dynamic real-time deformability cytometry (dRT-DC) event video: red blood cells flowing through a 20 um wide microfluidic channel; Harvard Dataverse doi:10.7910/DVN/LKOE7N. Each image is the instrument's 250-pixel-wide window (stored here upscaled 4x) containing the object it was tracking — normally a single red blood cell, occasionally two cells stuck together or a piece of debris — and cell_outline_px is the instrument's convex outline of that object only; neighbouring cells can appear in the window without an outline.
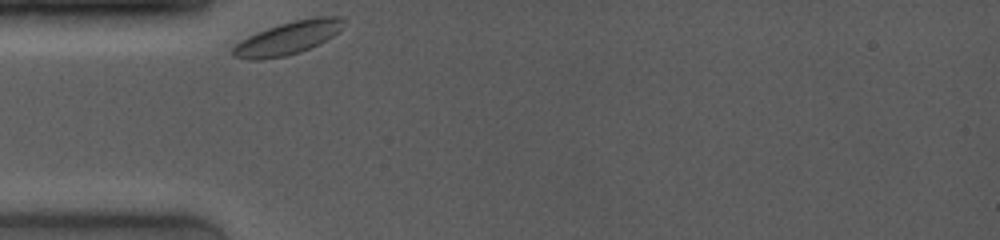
{"species": "common noctule bat (a hibernating species)", "species_latin": "Nyctalus noctula", "temperature_condition": "room temperature", "stored_images_in_passage": 8, "camera_frame_rate_fps": 4000, "um_per_image_px": 0.085, "animal": {"sex": "female", "body_mass_g": 19.0, "forearm_length_mm": 53.3}, "frame": {"image": 1, "passage_image": 1, "time_ms": 0.0, "image_size_px": [1000, 240], "cell_outline_px": [[348, 20], [332, 36], [320, 44], [300, 52], [284, 56], [260, 60], [248, 60], [232, 56], [232, 48], [240, 40], [256, 32], [280, 24], [296, 20], [316, 16], [344, 16]], "centroid_in_image_um": [24.48, 3.23], "position_along_channel_um": 60.5, "area_um2": 21.39}}
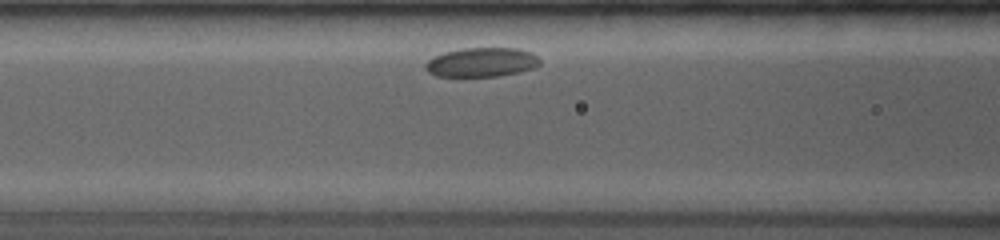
{"frame": {"image": 2, "passage_image": 6, "time_ms": 2.0, "image_size_px": [1000, 240], "cell_outline_px": [[540, 64], [532, 68], [520, 72], [500, 76], [436, 76], [428, 72], [424, 68], [424, 64], [428, 60], [444, 52], [460, 48], [520, 48], [532, 52], [540, 60]], "centroid_in_image_um": [40.94, 5.29], "position_along_channel_um": 125.7, "area_um2": 19.59}}